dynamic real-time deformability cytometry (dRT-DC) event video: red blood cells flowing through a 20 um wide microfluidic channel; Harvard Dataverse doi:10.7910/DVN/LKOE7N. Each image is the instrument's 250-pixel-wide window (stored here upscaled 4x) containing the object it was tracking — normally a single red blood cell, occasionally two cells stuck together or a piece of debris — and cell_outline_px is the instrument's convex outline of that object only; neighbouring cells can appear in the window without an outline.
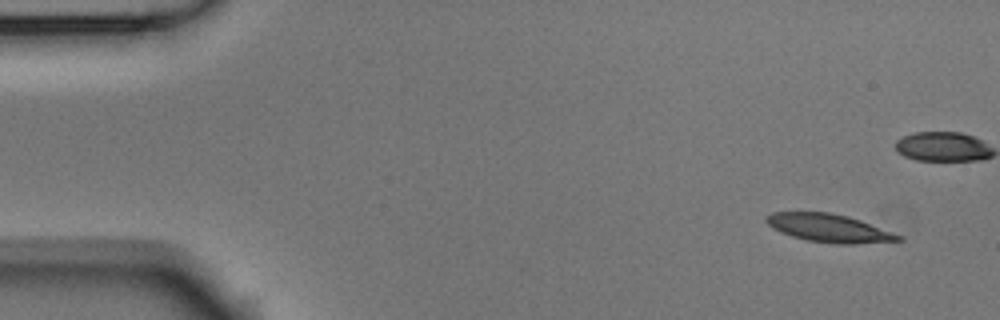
{"species": "Egyptian fruit bat (a non-hibernating species)", "species_latin": "Rousettus aegyptiacus", "temperature_condition": "room temperature", "stored_images_in_passage": 6, "camera_frame_rate_fps": 3000, "um_per_image_px": 0.085, "animal": {"sex": "male"}, "frame": {"image": 1, "passage_image": 1, "time_ms": 0.0, "image_size_px": [1000, 320], "cell_outline_px": [[904, 240], [856, 244], [832, 244], [808, 240], [792, 236], [780, 232], [772, 228], [764, 220], [772, 212], [828, 212], [848, 216], [860, 220], [904, 236]], "centroid_in_image_um": [70.49, 19.39], "position_along_channel_um": 14.5, "area_um2": 21.68}}
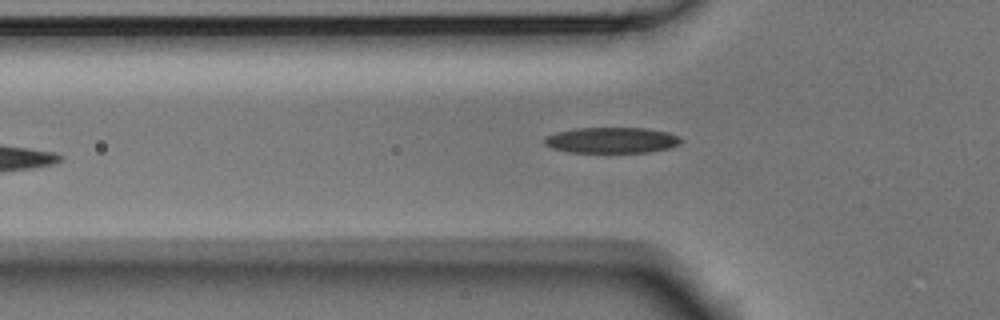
{"frame": {"image": 2, "passage_image": 6, "time_ms": 1.667, "image_size_px": [1000, 320], "cell_outline_px": [[684, 140], [668, 148], [648, 152], [568, 152], [552, 148], [544, 144], [544, 140], [548, 136], [556, 132], [576, 128], [644, 128], [668, 132], [680, 136]], "centroid_in_image_um": [51.99, 11.91], "position_along_channel_um": 73.8, "area_um2": 20.4}}